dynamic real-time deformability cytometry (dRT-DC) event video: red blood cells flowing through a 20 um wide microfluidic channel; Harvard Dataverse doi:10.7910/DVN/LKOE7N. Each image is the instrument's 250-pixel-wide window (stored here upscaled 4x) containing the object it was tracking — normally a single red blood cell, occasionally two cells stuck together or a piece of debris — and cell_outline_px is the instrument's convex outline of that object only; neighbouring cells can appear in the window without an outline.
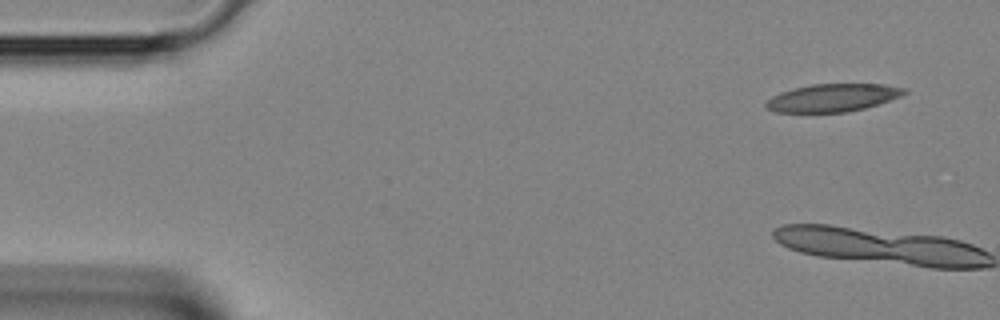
{"species": "Egyptian fruit bat (a non-hibernating species)", "species_latin": "Rousettus aegyptiacus", "temperature_condition": "room temperature", "stored_images_in_passage": 3, "camera_frame_rate_fps": 3000, "um_per_image_px": 0.085, "animal": {"sex": "female"}, "frame": {"image": 1, "passage_image": 1, "time_ms": 0.0, "image_size_px": [1000, 320], "cell_outline_px": [[908, 92], [900, 96], [864, 108], [848, 112], [776, 112], [764, 108], [764, 104], [772, 96], [780, 92], [812, 84], [884, 84], [908, 88]], "centroid_in_image_um": [70.77, 8.3], "position_along_channel_um": 14.2, "area_um2": 22.31}}